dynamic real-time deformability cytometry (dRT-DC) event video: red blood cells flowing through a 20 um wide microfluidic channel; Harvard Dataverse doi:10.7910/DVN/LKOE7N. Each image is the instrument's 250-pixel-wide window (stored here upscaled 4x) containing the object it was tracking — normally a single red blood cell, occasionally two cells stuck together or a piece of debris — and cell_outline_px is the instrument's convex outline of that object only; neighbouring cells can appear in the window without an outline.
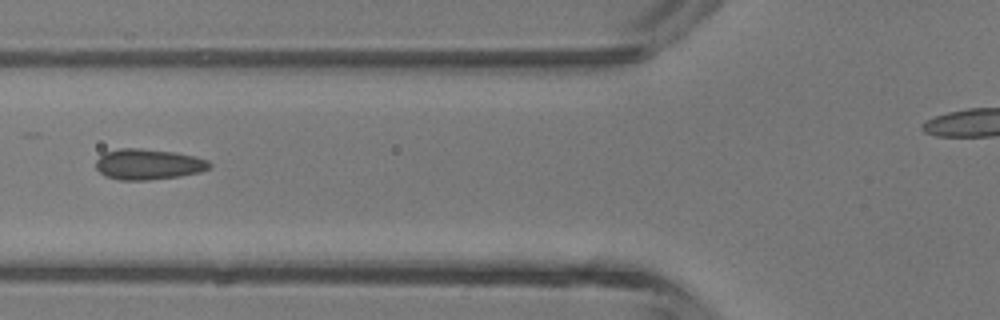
{"species": "common noctule bat (a hibernating species)", "species_latin": "Nyctalus noctula", "temperature_condition": "room temperature", "stored_images_in_passage": 6, "camera_frame_rate_fps": 3000, "um_per_image_px": 0.085, "animal": {"sex": "male", "body_mass_g": 13.3}, "frame": {"image": 1, "passage_image": 5, "time_ms": 5.667, "image_size_px": [1000, 320], "cell_outline_px": [[212, 164], [208, 168], [200, 172], [180, 176], [148, 180], [120, 180], [104, 176], [96, 168], [96, 160], [104, 152], [120, 148], [140, 148], [176, 152], [196, 156], [208, 160]], "centroid_in_image_um": [12.6, 13.96], "position_along_channel_um": 113.2, "area_um2": 20.46}}
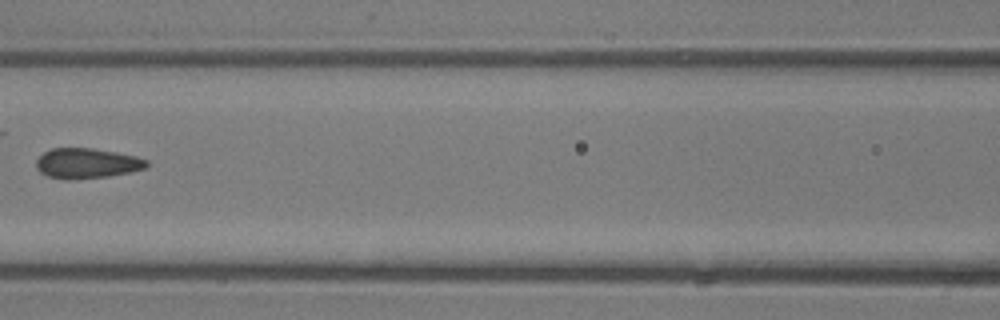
{"frame": {"image": 2, "passage_image": 6, "time_ms": 6.667, "image_size_px": [1000, 320], "cell_outline_px": [[148, 168], [132, 172], [108, 176], [72, 180], [64, 180], [48, 176], [40, 172], [36, 168], [36, 160], [44, 152], [52, 148], [92, 148], [116, 152], [136, 156], [148, 160]], "centroid_in_image_um": [7.4, 13.89], "position_along_channel_um": 159.2, "area_um2": 19.65}}